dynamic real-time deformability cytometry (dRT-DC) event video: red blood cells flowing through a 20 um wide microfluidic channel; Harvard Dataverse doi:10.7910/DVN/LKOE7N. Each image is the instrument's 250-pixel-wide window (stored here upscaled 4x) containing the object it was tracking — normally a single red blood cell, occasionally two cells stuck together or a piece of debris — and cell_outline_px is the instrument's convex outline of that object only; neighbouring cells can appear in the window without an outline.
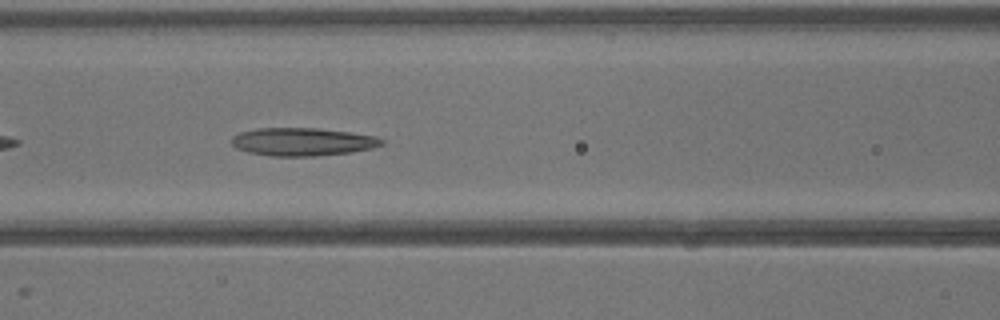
{"species": "common noctule bat (a hibernating species)", "species_latin": "Nyctalus noctula", "temperature_condition": "warm", "stored_images_in_passage": 13, "camera_frame_rate_fps": 3000, "um_per_image_px": 0.085, "animal": {"sex": "male", "body_mass_g": 13.3}, "frame": {"image": 1, "passage_image": 6, "time_ms": 1.667, "image_size_px": [1000, 320], "cell_outline_px": [[384, 144], [372, 148], [352, 152], [316, 156], [272, 156], [248, 152], [236, 148], [232, 144], [232, 136], [240, 132], [256, 128], [316, 128], [352, 132], [376, 136], [384, 140]], "centroid_in_image_um": [25.73, 12.05], "position_along_channel_um": 140.9, "area_um2": 24.62}}
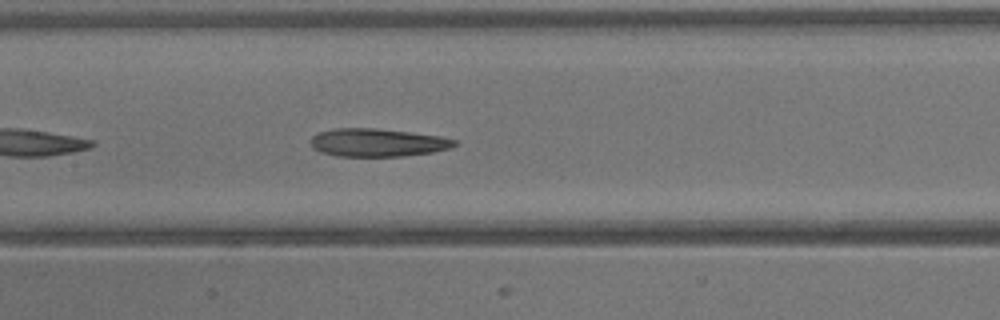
{"frame": {"image": 2, "passage_image": 8, "time_ms": 2.333, "image_size_px": [1000, 320], "cell_outline_px": [[456, 144], [452, 148], [432, 152], [404, 156], [336, 156], [320, 152], [312, 148], [312, 136], [316, 132], [332, 128], [376, 128], [412, 132], [440, 136], [456, 140]], "centroid_in_image_um": [32.07, 12.11], "position_along_channel_um": 175.3, "area_um2": 23.7}}
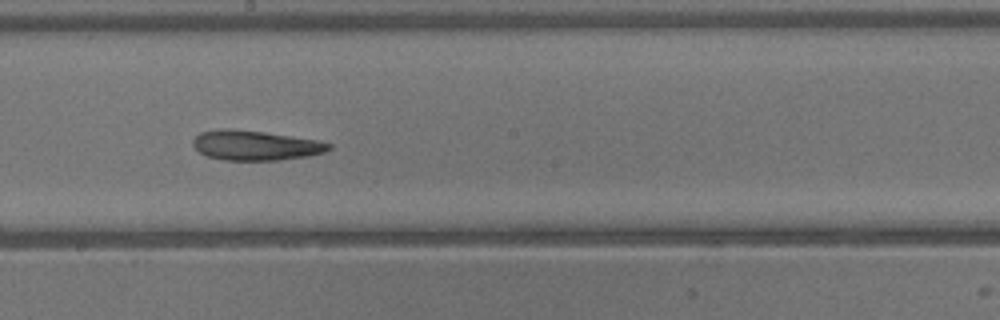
{"frame": {"image": 3, "passage_image": 11, "time_ms": 3.333, "image_size_px": [1000, 320], "cell_outline_px": [[332, 148], [324, 152], [308, 156], [280, 160], [224, 160], [208, 156], [200, 152], [192, 144], [192, 140], [200, 132], [216, 128], [228, 128], [264, 132], [320, 140], [332, 144]], "centroid_in_image_um": [21.72, 12.34], "position_along_channel_um": 226.5, "area_um2": 23.76}}